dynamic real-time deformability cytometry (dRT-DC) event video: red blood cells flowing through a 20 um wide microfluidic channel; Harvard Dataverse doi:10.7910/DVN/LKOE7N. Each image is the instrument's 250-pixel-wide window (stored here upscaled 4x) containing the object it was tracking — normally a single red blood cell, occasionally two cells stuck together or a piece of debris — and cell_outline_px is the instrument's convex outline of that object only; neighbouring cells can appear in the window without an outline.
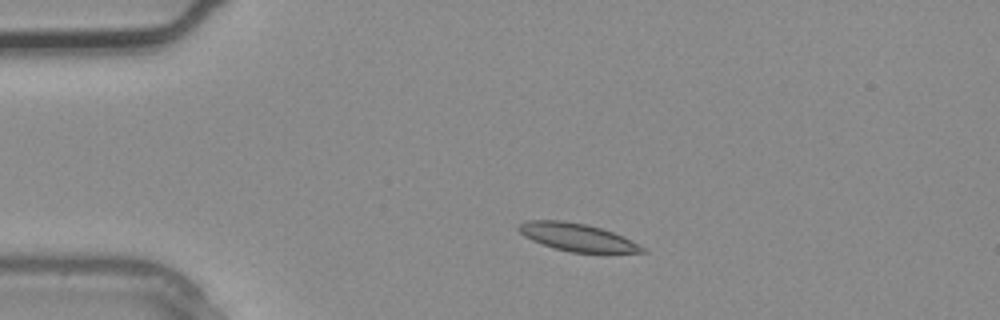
{"species": "common noctule bat (a hibernating species)", "species_latin": "Nyctalus noctula", "temperature_condition": "warm", "stored_images_in_passage": 2, "camera_frame_rate_fps": 3000, "um_per_image_px": 0.085, "animal": {"sex": "male", "body_mass_g": 20.4}, "frame": {"image": 1, "passage_image": 2, "time_ms": 0.333, "image_size_px": [1000, 320], "cell_outline_px": [[648, 252], [572, 252], [556, 248], [532, 240], [524, 236], [516, 228], [524, 220], [564, 220], [584, 224], [600, 228], [624, 236], [644, 248]], "centroid_in_image_um": [49.02, 20.14], "position_along_channel_um": 36.0, "area_um2": 19.59}}